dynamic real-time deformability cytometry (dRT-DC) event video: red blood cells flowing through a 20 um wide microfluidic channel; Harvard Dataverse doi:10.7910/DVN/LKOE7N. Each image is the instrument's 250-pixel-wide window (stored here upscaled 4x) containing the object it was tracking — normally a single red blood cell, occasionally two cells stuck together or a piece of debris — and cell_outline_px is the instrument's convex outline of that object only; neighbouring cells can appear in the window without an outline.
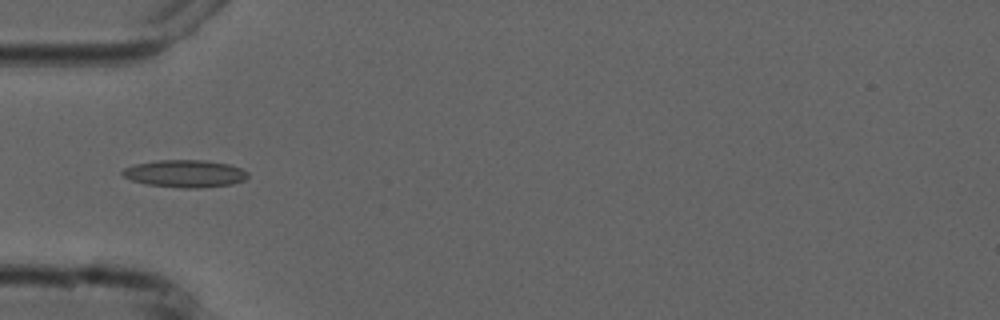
{"species": "common noctule bat (a hibernating species)", "species_latin": "Nyctalus noctula", "temperature_condition": "cold", "stored_images_in_passage": 1, "camera_frame_rate_fps": 3000, "um_per_image_px": 0.085, "animal": {"sex": "male", "forearm_length_mm": 52.5}, "frame": {"image": 1, "passage_image": 1, "time_ms": 0.0, "image_size_px": [1000, 320], "cell_outline_px": [[248, 176], [244, 180], [232, 184], [200, 188], [180, 188], [144, 184], [132, 180], [124, 176], [120, 172], [124, 168], [136, 164], [156, 160], [208, 160], [228, 164], [240, 168], [248, 172]], "centroid_in_image_um": [15.72, 14.76], "position_along_channel_um": 69.3, "area_um2": 20.11}}